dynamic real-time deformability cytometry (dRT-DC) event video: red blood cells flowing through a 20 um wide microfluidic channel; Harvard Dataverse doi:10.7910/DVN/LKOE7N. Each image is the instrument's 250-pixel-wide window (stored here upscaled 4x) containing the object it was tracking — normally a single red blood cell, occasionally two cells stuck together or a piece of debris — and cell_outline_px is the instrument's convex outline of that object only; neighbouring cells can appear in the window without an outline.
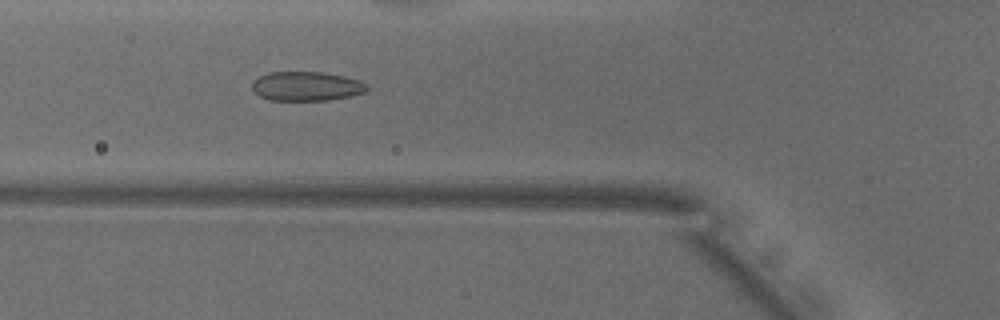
{"species": "common noctule bat (a hibernating species)", "species_latin": "Nyctalus noctula", "temperature_condition": "warm", "stored_images_in_passage": 41, "camera_frame_rate_fps": 3000, "um_per_image_px": 0.085, "animal": {"sex": "male", "body_mass_g": 18.8}, "frame": {"image": 1, "passage_image": 8, "time_ms": 2.333, "image_size_px": [1000, 320], "cell_outline_px": [[368, 88], [364, 92], [352, 96], [328, 100], [268, 100], [260, 96], [252, 88], [252, 84], [260, 76], [268, 72], [324, 72], [344, 76], [360, 80], [368, 84]], "centroid_in_image_um": [26.09, 7.33], "position_along_channel_um": 99.7, "area_um2": 19.59}}
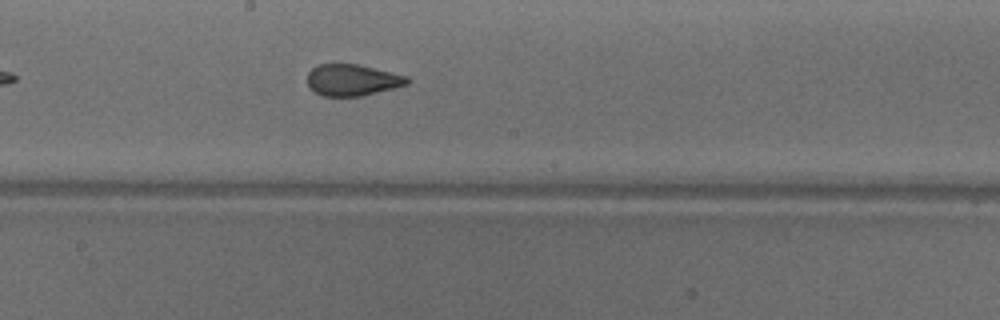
{"frame": {"image": 2, "passage_image": 17, "time_ms": 5.333, "image_size_px": [1000, 320], "cell_outline_px": [[412, 80], [408, 84], [364, 96], [324, 96], [316, 92], [308, 84], [308, 72], [312, 68], [320, 64], [356, 64], [408, 76]], "centroid_in_image_um": [29.98, 6.8], "position_along_channel_um": 218.2, "area_um2": 18.21}}
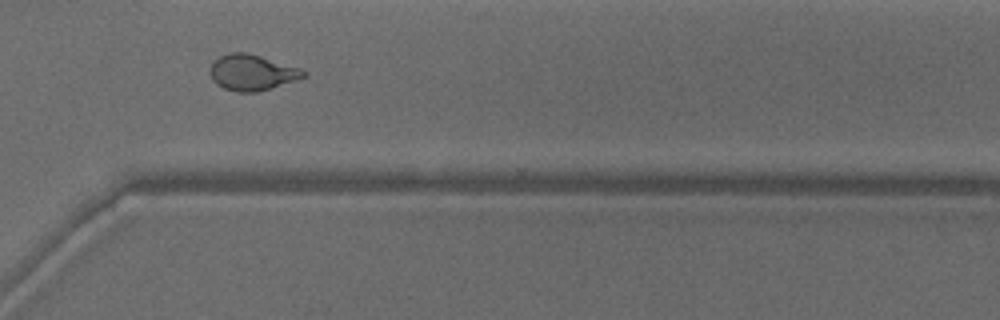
{"frame": {"image": 3, "passage_image": 27, "time_ms": 8.667, "image_size_px": [1000, 320], "cell_outline_px": [[308, 76], [256, 92], [236, 92], [224, 88], [216, 84], [212, 80], [212, 64], [220, 56], [232, 52], [248, 52], [300, 68], [308, 72]], "centroid_in_image_um": [21.45, 6.16], "position_along_channel_um": 349.1, "area_um2": 19.25}, "authors_computed_cell_mechanics": {"area_um2": 19.5942, "velocity_mm_per_s": 3.9378, "shape_relaxation_time_tau1_ms": null, "shape_relaxation_time_tau2_ms": 1.0792, "deformation_change_tau1": null, "deformation_change_tau2": 0.0644}}